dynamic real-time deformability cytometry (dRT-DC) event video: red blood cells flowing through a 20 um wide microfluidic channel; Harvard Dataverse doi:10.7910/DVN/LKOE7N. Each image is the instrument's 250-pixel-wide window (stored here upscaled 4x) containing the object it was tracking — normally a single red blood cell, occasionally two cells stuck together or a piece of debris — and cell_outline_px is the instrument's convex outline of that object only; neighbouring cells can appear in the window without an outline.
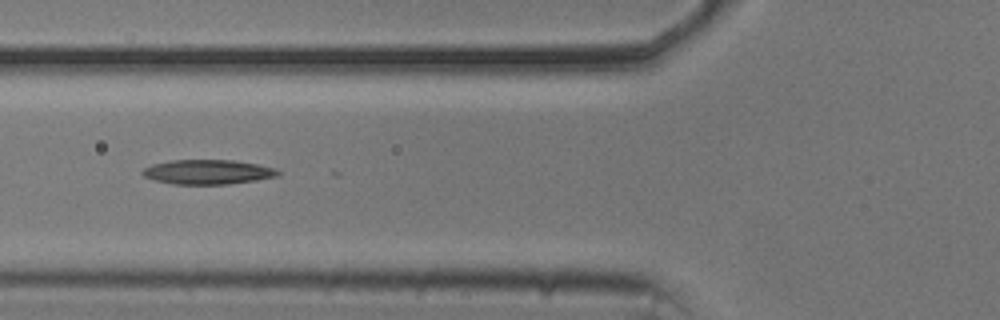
{"species": "common noctule bat (a hibernating species)", "species_latin": "Nyctalus noctula", "temperature_condition": "cold", "stored_images_in_passage": 16, "camera_frame_rate_fps": 3000, "um_per_image_px": 0.085, "animal": {"sex": "male", "body_mass_g": 20.5, "forearm_length_mm": 52.5}, "frame": {"image": 1, "passage_image": 6, "time_ms": 1.667, "image_size_px": [1000, 320], "cell_outline_px": [[280, 176], [256, 180], [228, 184], [172, 184], [152, 180], [144, 176], [140, 172], [144, 168], [152, 164], [172, 160], [232, 160], [256, 164], [276, 168], [280, 172]], "centroid_in_image_um": [17.65, 14.62], "position_along_channel_um": 108.2, "area_um2": 19.48}}